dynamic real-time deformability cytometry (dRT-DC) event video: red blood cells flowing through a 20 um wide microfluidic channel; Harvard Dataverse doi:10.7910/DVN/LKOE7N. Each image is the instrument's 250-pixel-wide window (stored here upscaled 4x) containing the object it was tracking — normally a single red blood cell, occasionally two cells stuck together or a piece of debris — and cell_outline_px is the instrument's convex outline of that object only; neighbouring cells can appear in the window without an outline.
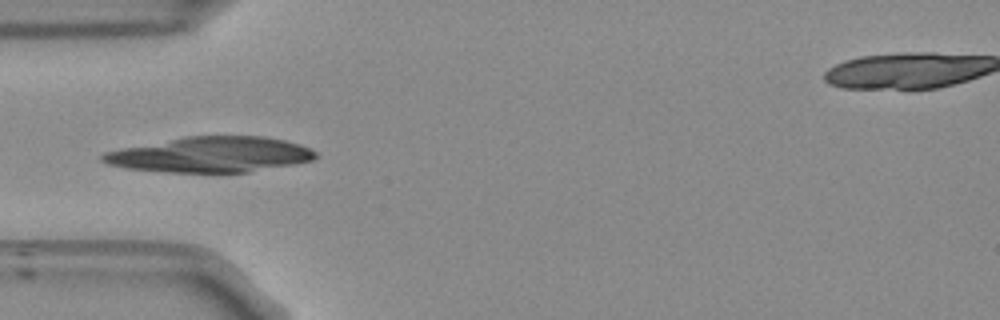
{"species": "Egyptian fruit bat (a non-hibernating species)", "species_latin": "Rousettus aegyptiacus", "temperature_condition": "room temperature", "stored_images_in_passage": 29, "segment_of_instrument_passage": [1, 2], "camera_frame_rate_fps": 3000, "um_per_image_px": 0.085, "frame": {"image": 1, "passage_image": 5, "time_ms": 1.333, "image_size_px": [1000, 320], "cell_outline_px": [[312, 156], [304, 160], [236, 172], [196, 172], [144, 168], [120, 164], [108, 160], [104, 156], [116, 152], [208, 136], [240, 136], [276, 140], [292, 144], [304, 148], [312, 152]], "centroid_in_image_um": [18.09, 13.15], "position_along_channel_um": 66.9, "area_um2": 37.51}}